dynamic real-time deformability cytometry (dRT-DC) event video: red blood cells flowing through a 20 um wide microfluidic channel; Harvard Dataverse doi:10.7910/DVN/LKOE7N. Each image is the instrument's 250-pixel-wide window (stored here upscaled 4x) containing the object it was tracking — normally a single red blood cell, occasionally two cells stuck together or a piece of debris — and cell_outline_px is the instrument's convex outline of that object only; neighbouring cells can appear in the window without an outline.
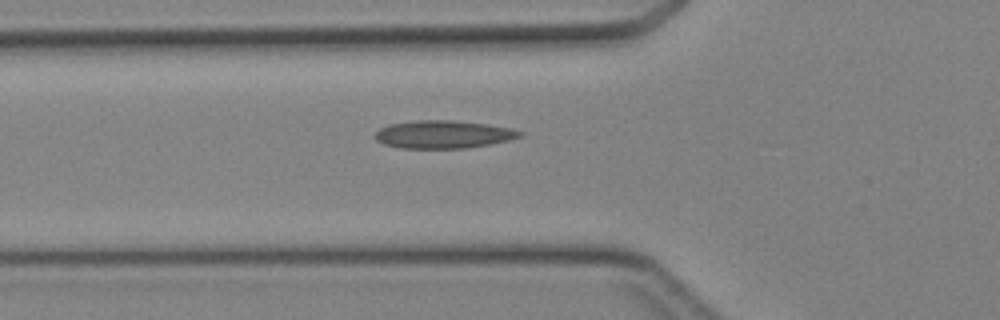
{"species": "Egyptian fruit bat (a non-hibernating species)", "species_latin": "Rousettus aegyptiacus", "temperature_condition": "cold", "stored_images_in_passage": 28, "camera_frame_rate_fps": 3000, "um_per_image_px": 0.085, "animal": {"sex": "female"}, "frame": {"image": 1, "passage_image": 2, "time_ms": 0.333, "image_size_px": [1000, 320], "cell_outline_px": [[524, 136], [508, 140], [488, 144], [464, 148], [400, 148], [384, 144], [376, 140], [372, 136], [380, 128], [388, 124], [416, 120], [452, 120], [488, 124], [512, 128], [524, 132]], "centroid_in_image_um": [37.67, 11.41], "position_along_channel_um": 88.1, "area_um2": 23.64}}
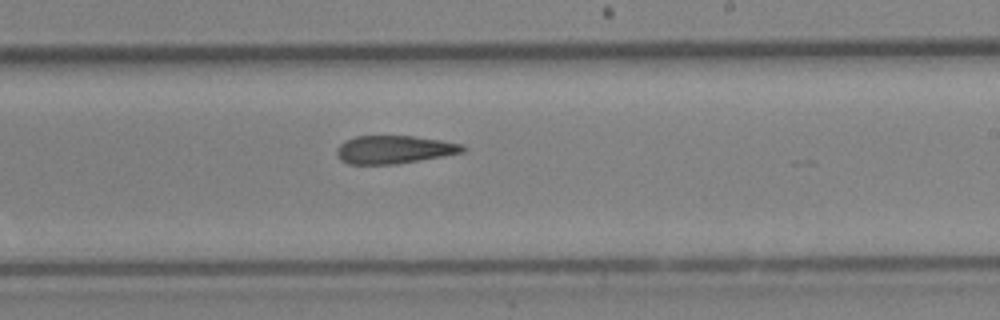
{"frame": {"image": 2, "passage_image": 13, "time_ms": 4.0, "image_size_px": [1000, 320], "cell_outline_px": [[468, 148], [464, 152], [396, 164], [348, 164], [340, 160], [336, 152], [336, 148], [344, 140], [356, 136], [412, 136], [440, 140], [464, 144]], "centroid_in_image_um": [33.49, 12.71], "position_along_channel_um": 255.5, "area_um2": 20.63}}
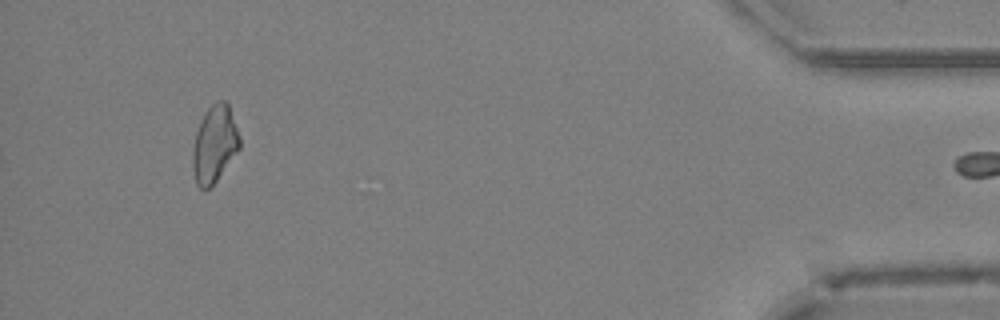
{"frame": {"image": 3, "passage_image": 28, "time_ms": 9.0, "image_size_px": [1000, 320], "cell_outline_px": [[240, 148], [216, 180], [204, 192], [196, 184], [192, 168], [192, 148], [196, 132], [200, 120], [204, 112], [216, 100], [224, 100], [228, 104], [240, 136]], "centroid_in_image_um": [18.21, 12.24], "position_along_channel_um": 417.0, "area_um2": 21.15}}